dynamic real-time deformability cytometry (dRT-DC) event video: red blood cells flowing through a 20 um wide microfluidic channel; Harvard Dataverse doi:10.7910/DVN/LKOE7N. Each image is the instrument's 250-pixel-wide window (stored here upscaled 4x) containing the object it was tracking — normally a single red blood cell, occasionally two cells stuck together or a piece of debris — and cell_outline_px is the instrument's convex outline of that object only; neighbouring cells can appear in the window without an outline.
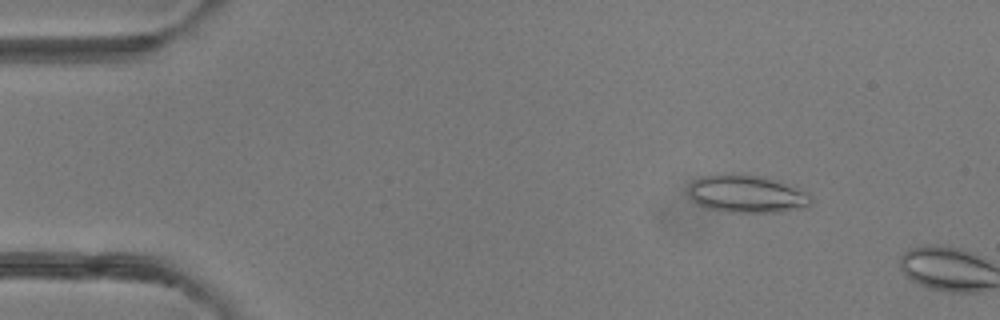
{"species": "common noctule bat (a hibernating species)", "species_latin": "Nyctalus noctula", "temperature_condition": "room temperature", "stored_images_in_passage": 3, "camera_frame_rate_fps": 3000, "um_per_image_px": 0.085, "animal": {"sex": "female"}, "frame": {"image": 1, "passage_image": 2, "time_ms": 1.333, "image_size_px": [1000, 320], "cell_outline_px": [[812, 200], [808, 208], [776, 212], [728, 212], [708, 208], [696, 204], [692, 200], [688, 192], [688, 184], [692, 180], [700, 176], [716, 172], [732, 172], [764, 176], [780, 180], [808, 192]], "centroid_in_image_um": [63.45, 16.44], "position_along_channel_um": 21.6, "area_um2": 28.03}}